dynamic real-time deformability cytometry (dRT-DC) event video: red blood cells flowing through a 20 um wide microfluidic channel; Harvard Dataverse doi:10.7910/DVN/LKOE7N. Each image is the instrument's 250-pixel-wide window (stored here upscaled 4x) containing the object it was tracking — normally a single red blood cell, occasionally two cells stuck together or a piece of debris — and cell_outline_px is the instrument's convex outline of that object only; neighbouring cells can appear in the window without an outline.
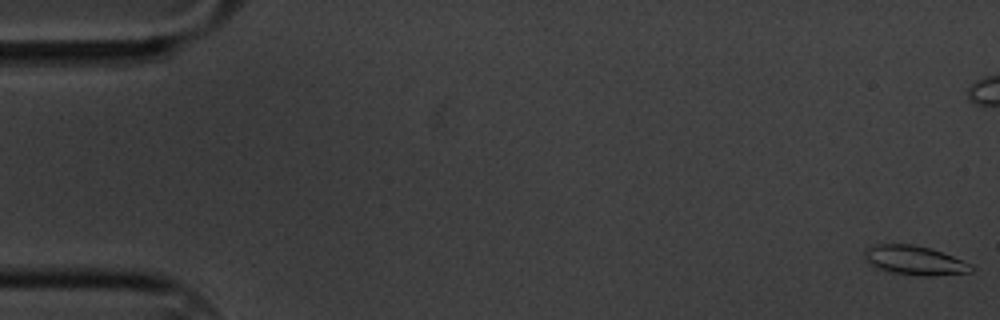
{"species": "common noctule bat (a hibernating species)", "species_latin": "Nyctalus noctula", "temperature_condition": "cold", "stored_images_in_passage": 14, "camera_frame_rate_fps": 3000, "um_per_image_px": 0.085, "animal": {"sex": "male", "body_mass_g": 20.1, "forearm_length_mm": 53.5}, "frame": {"image": 1, "passage_image": 1, "time_ms": 0.0, "image_size_px": [1000, 320], "cell_outline_px": [[976, 268], [972, 272], [932, 276], [920, 276], [892, 272], [880, 268], [864, 260], [860, 256], [868, 248], [876, 244], [912, 244], [932, 248], [972, 264]], "centroid_in_image_um": [77.77, 22.13], "position_along_channel_um": 7.2, "area_um2": 18.26}}